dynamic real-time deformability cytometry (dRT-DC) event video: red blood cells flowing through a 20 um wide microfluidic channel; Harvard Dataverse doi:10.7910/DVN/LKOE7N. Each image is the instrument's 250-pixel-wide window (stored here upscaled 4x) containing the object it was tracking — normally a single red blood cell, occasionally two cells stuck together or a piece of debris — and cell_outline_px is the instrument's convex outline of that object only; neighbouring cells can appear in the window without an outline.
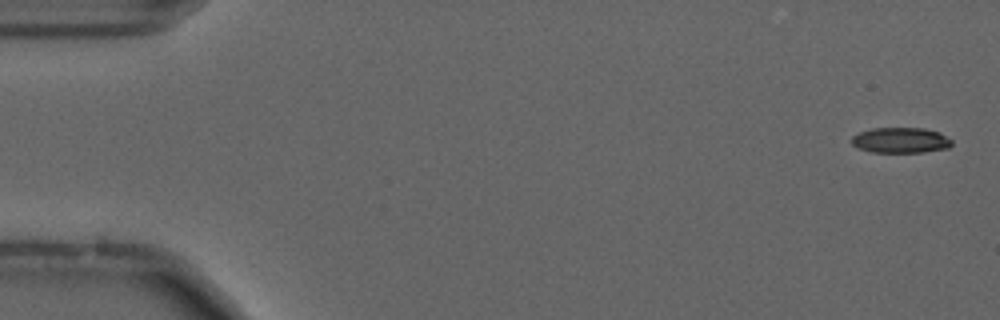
{"species": "common noctule bat (a hibernating species)", "species_latin": "Nyctalus noctula", "temperature_condition": "cold", "stored_images_in_passage": 14, "camera_frame_rate_fps": 3000, "um_per_image_px": 0.085, "animal": {"sex": "male", "forearm_length_mm": 52.5}, "frame": {"image": 1, "passage_image": 2, "time_ms": 0.333, "image_size_px": [1000, 320], "cell_outline_px": [[952, 144], [948, 148], [924, 152], [872, 152], [856, 148], [852, 144], [852, 136], [860, 132], [872, 128], [924, 128], [940, 132], [952, 140]], "centroid_in_image_um": [76.56, 11.92], "position_along_channel_um": 8.4, "area_um2": 14.97}}
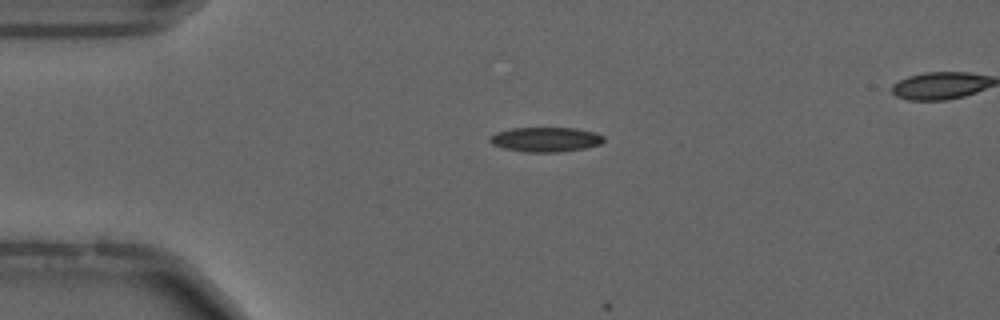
{"frame": {"image": 2, "passage_image": 13, "time_ms": 4.0, "image_size_px": [1000, 320], "cell_outline_px": [[604, 140], [600, 144], [584, 148], [560, 152], [528, 152], [504, 148], [492, 144], [488, 140], [488, 136], [496, 132], [512, 128], [576, 128], [596, 132], [604, 136]], "centroid_in_image_um": [46.37, 11.85], "position_along_channel_um": 38.6, "area_um2": 16.42}}